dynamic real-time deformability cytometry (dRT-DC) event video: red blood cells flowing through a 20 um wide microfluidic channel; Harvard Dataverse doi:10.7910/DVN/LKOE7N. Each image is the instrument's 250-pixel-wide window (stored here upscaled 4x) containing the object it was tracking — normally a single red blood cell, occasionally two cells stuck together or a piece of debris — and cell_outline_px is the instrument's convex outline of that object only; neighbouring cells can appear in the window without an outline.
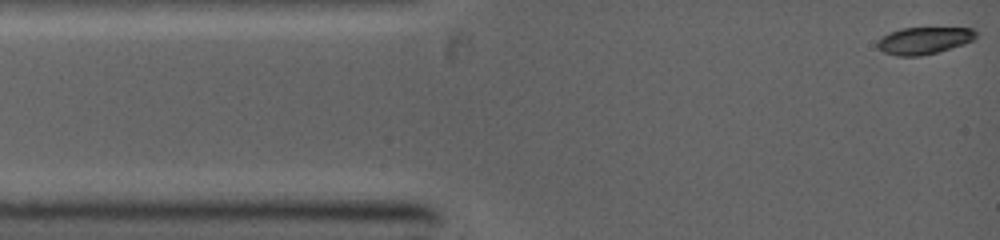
{"species": "common noctule bat (a hibernating species)", "species_latin": "Nyctalus noctula", "temperature_condition": "warm", "stored_images_in_passage": 21, "camera_frame_rate_fps": 5000, "um_per_image_px": 0.085, "animal": {"sex": "female", "body_mass_g": 19.0, "forearm_length_mm": 53.3}, "frame": {"image": 1, "passage_image": 1, "time_ms": 0.0, "image_size_px": [1000, 240], "cell_outline_px": [[976, 36], [972, 40], [964, 44], [936, 52], [920, 56], [896, 56], [884, 52], [876, 44], [888, 32], [900, 28], [972, 28], [976, 32]], "centroid_in_image_um": [78.53, 3.44], "position_along_channel_um": 6.5, "area_um2": 15.32}}
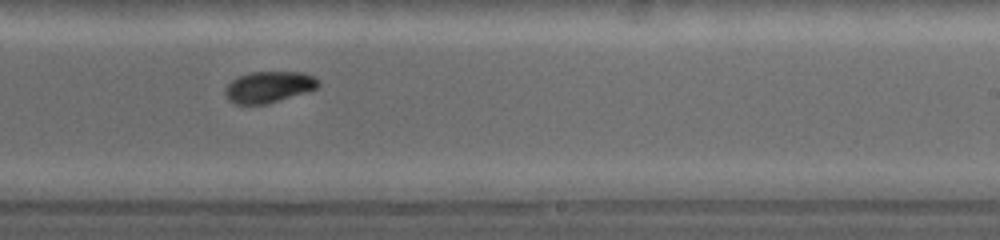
{"frame": {"image": 2, "passage_image": 12, "time_ms": 7.0, "image_size_px": [1000, 240], "cell_outline_px": [[320, 84], [316, 88], [268, 104], [236, 104], [228, 100], [224, 96], [224, 88], [232, 80], [248, 72], [304, 72], [320, 80]], "centroid_in_image_um": [22.81, 7.39], "position_along_channel_um": 266.2, "area_um2": 16.99}}
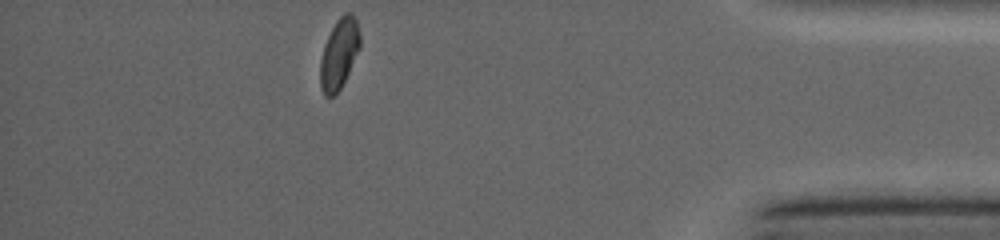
{"frame": {"image": 3, "passage_image": 21, "time_ms": 11.0, "image_size_px": [1000, 240], "cell_outline_px": [[360, 48], [340, 88], [332, 96], [324, 96], [320, 88], [320, 60], [324, 44], [336, 20], [344, 12], [352, 12], [356, 20], [360, 36]], "centroid_in_image_um": [28.81, 4.54], "position_along_channel_um": 406.4, "area_um2": 16.18}}